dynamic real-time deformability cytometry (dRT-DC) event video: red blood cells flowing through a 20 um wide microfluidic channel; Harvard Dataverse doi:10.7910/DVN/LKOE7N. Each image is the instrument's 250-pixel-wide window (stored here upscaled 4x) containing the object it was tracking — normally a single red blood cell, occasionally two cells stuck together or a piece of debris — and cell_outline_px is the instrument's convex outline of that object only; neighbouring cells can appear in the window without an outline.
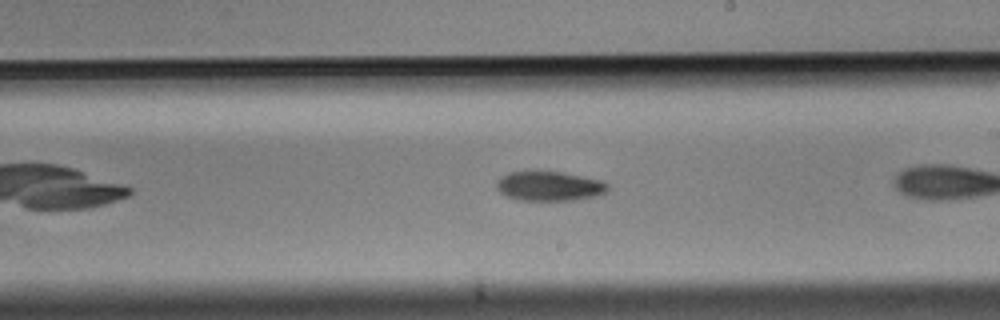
{"species": "Egyptian fruit bat (a non-hibernating species)", "species_latin": "Rousettus aegyptiacus", "temperature_condition": "cold", "stored_images_in_passage": 27, "camera_frame_rate_fps": 3000, "um_per_image_px": 0.085, "animal": {"sex": "male"}, "frame": {"image": 1, "passage_image": 16, "time_ms": 5.0, "image_size_px": [1000, 320], "cell_outline_px": [[608, 192], [596, 196], [572, 200], [520, 200], [508, 196], [500, 192], [496, 188], [496, 180], [500, 176], [508, 172], [532, 168], [536, 168], [560, 172], [604, 180], [608, 184]], "centroid_in_image_um": [46.66, 15.76], "position_along_channel_um": 242.3, "area_um2": 19.94}}